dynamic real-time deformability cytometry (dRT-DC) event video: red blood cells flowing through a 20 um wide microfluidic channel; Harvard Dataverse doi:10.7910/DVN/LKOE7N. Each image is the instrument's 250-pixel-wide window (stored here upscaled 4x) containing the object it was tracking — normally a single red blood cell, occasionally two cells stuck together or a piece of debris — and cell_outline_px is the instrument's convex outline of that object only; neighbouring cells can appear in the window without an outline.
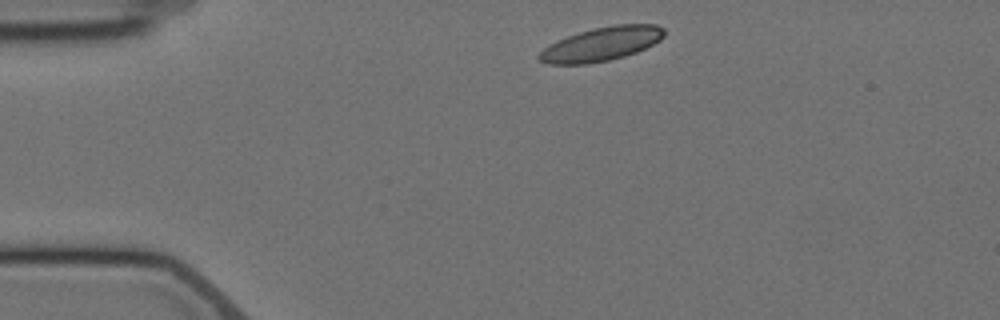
{"species": "Egyptian fruit bat (a non-hibernating species)", "species_latin": "Rousettus aegyptiacus", "temperature_condition": "cold", "stored_images_in_passage": 2, "camera_frame_rate_fps": 3000, "um_per_image_px": 0.085, "animal": {"sex": "female"}, "frame": {"image": 1, "passage_image": 1, "time_ms": 0.0, "image_size_px": [1000, 320], "cell_outline_px": [[664, 36], [660, 40], [636, 52], [624, 56], [608, 60], [588, 64], [548, 64], [540, 60], [536, 56], [548, 44], [556, 40], [592, 28], [616, 24], [656, 24], [664, 28]], "centroid_in_image_um": [51.1, 3.74], "position_along_channel_um": 33.9, "area_um2": 24.62}}